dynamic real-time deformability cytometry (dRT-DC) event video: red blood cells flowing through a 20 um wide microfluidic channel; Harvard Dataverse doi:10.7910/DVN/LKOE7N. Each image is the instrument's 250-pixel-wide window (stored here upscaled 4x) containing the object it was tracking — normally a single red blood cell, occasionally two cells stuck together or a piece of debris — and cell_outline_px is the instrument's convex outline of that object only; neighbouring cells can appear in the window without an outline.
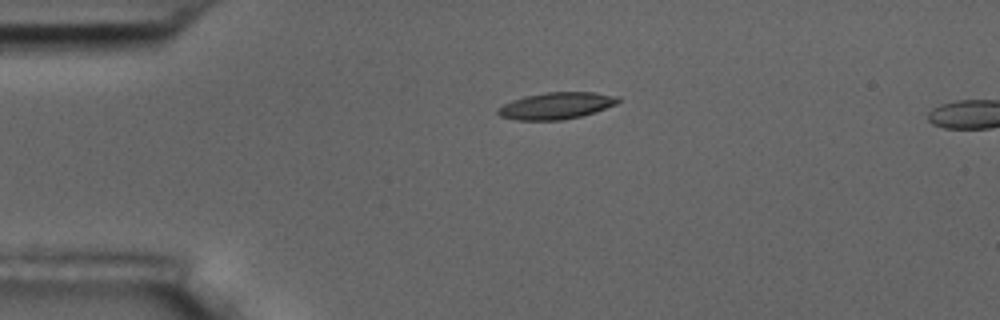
{"species": "common noctule bat (a hibernating species)", "species_latin": "Nyctalus noctula", "temperature_condition": "room temperature", "stored_images_in_passage": 3, "camera_frame_rate_fps": 3000, "um_per_image_px": 0.085, "animal": {"sex": "male", "body_mass_g": 17.5, "forearm_length_mm": 52.3}, "frame": {"image": 1, "passage_image": 1, "time_ms": 0.0, "image_size_px": [1000, 320], "cell_outline_px": [[620, 100], [616, 104], [580, 116], [564, 120], [516, 120], [500, 116], [496, 112], [496, 108], [512, 100], [524, 96], [544, 92], [592, 92], [620, 96]], "centroid_in_image_um": [47.24, 8.98], "position_along_channel_um": 37.8, "area_um2": 18.73}}